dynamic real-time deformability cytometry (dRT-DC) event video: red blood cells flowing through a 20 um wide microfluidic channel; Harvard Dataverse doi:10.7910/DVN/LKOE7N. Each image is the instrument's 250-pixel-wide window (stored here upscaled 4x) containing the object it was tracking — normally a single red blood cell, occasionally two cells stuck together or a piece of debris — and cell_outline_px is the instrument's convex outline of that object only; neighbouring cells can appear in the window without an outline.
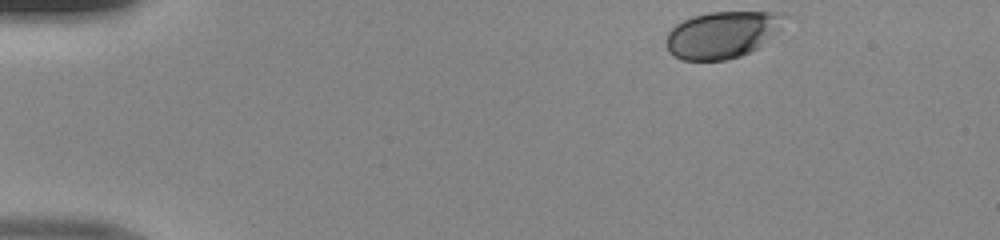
{"species": "human", "species_latin": "Homo sapiens", "temperature_condition": "room temperature", "stored_images_in_passage": 38, "camera_frame_rate_fps": 3000, "um_per_image_px": 0.085, "donor": {"sex": "male"}, "frame": {"image": 1, "passage_image": 1, "time_ms": 0.0, "image_size_px": [1000, 240], "cell_outline_px": [[780, 16], [760, 48], [740, 56], [724, 60], [680, 60], [672, 56], [668, 52], [668, 32], [676, 24], [692, 16], [708, 12], [772, 12]], "centroid_in_image_um": [61.19, 2.98], "position_along_channel_um": 23.8, "area_um2": 30.92}}
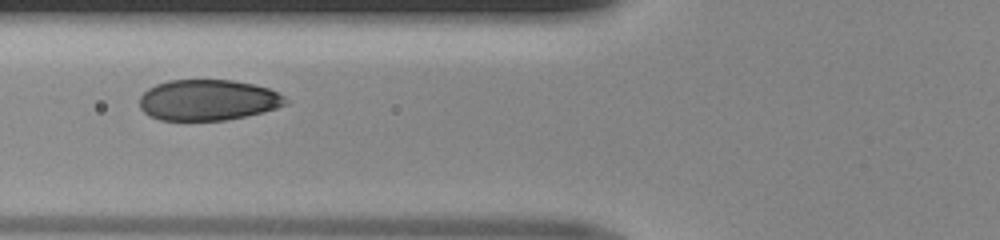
{"frame": {"image": 2, "passage_image": 14, "time_ms": 4.333, "image_size_px": [1000, 240], "cell_outline_px": [[288, 104], [264, 112], [224, 120], [160, 120], [148, 116], [140, 108], [140, 96], [148, 88], [156, 84], [168, 80], [232, 80], [252, 84], [268, 88], [284, 96], [288, 100]], "centroid_in_image_um": [17.66, 8.5], "position_along_channel_um": 108.1, "area_um2": 34.8}}
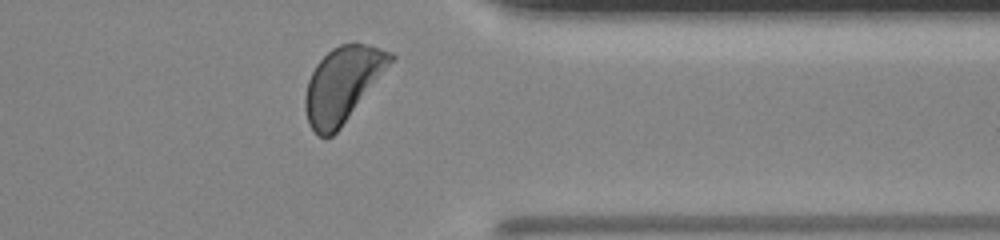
{"frame": {"image": 3, "passage_image": 34, "time_ms": 11.0, "image_size_px": [1000, 240], "cell_outline_px": [[396, 56], [340, 128], [332, 136], [320, 136], [308, 124], [304, 108], [304, 96], [308, 80], [316, 64], [332, 48], [340, 44], [368, 44], [392, 52]], "centroid_in_image_um": [29.09, 7.16], "position_along_channel_um": 382.3, "area_um2": 36.65}}